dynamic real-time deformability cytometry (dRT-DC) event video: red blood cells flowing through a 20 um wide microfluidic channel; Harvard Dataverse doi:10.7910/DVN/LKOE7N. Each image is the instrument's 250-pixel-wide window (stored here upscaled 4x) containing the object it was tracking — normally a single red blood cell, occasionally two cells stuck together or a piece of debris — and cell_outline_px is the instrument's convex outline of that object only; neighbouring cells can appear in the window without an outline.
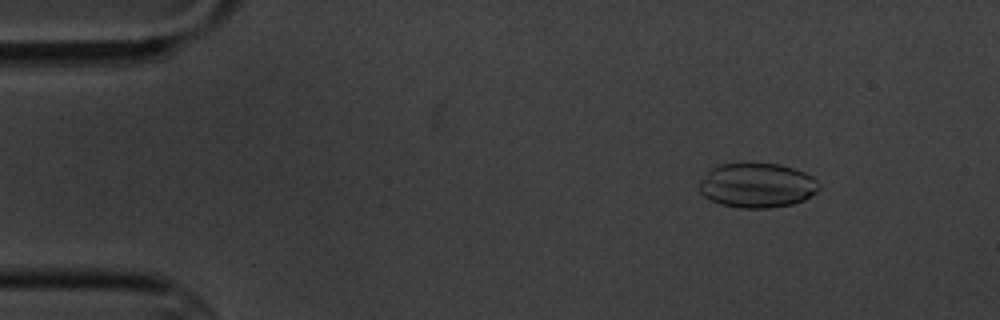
{"species": "common noctule bat (a hibernating species)", "species_latin": "Nyctalus noctula", "temperature_condition": "cold", "stored_images_in_passage": 4, "camera_frame_rate_fps": 3000, "um_per_image_px": 0.085, "animal": {"sex": "male", "body_mass_g": 20.1, "forearm_length_mm": 53.5}, "frame": {"image": 1, "passage_image": 1, "time_ms": 0.0, "image_size_px": [1000, 320], "cell_outline_px": [[820, 188], [816, 192], [804, 200], [792, 204], [772, 208], [740, 208], [720, 204], [704, 196], [700, 192], [700, 180], [712, 168], [720, 164], [752, 160], [780, 164], [804, 172], [812, 176], [820, 184]], "centroid_in_image_um": [64.36, 15.72], "position_along_channel_um": 20.6, "area_um2": 31.85}}
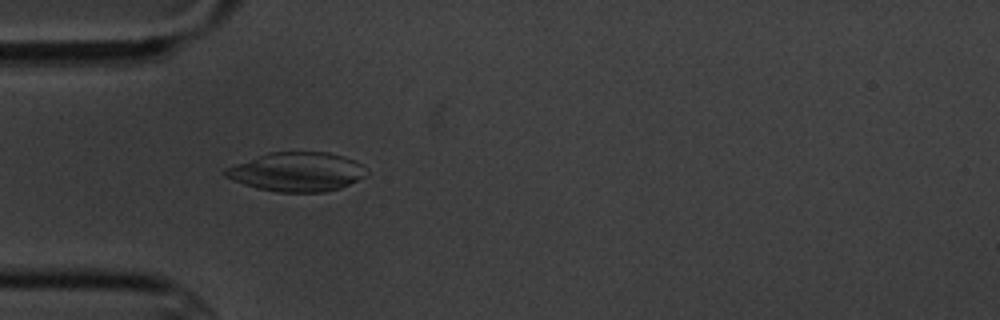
{"frame": {"image": 2, "passage_image": 4, "time_ms": 3.333, "image_size_px": [1000, 320], "cell_outline_px": [[368, 172], [364, 176], [340, 188], [324, 192], [276, 192], [256, 188], [244, 184], [224, 176], [224, 168], [256, 156], [268, 152], [328, 152], [344, 156], [356, 160], [364, 164], [368, 168]], "centroid_in_image_um": [25.25, 14.59], "position_along_channel_um": 59.7, "area_um2": 32.37}}